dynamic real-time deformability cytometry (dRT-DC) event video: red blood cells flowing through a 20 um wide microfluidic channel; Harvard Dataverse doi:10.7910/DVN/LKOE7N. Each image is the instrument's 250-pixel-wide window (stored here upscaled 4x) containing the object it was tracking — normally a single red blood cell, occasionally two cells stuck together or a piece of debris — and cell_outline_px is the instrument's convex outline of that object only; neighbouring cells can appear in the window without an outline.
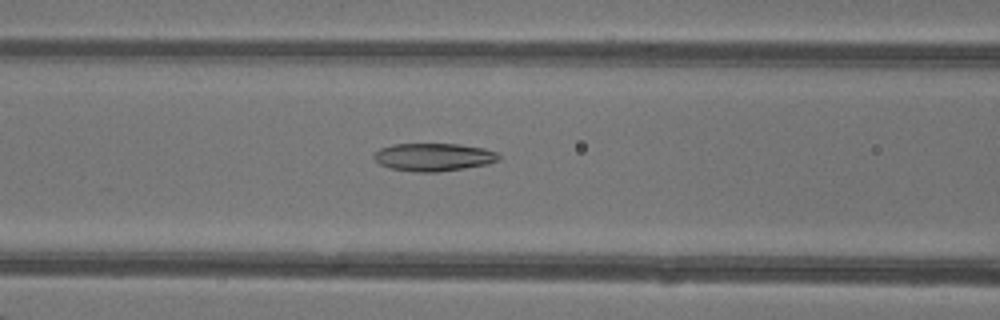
{"species": "common noctule bat (a hibernating species)", "species_latin": "Nyctalus noctula", "temperature_condition": "warm", "stored_images_in_passage": 47, "camera_frame_rate_fps": 3000, "um_per_image_px": 0.085, "animal": {"sex": "female"}, "frame": {"image": 1, "passage_image": 20, "time_ms": 6.333, "image_size_px": [1000, 320], "cell_outline_px": [[500, 160], [488, 164], [464, 168], [436, 172], [416, 172], [388, 168], [380, 164], [372, 156], [380, 148], [392, 144], [460, 144], [484, 148], [496, 152], [500, 156]], "centroid_in_image_um": [36.86, 13.35], "position_along_channel_um": 129.7, "area_um2": 20.35}}
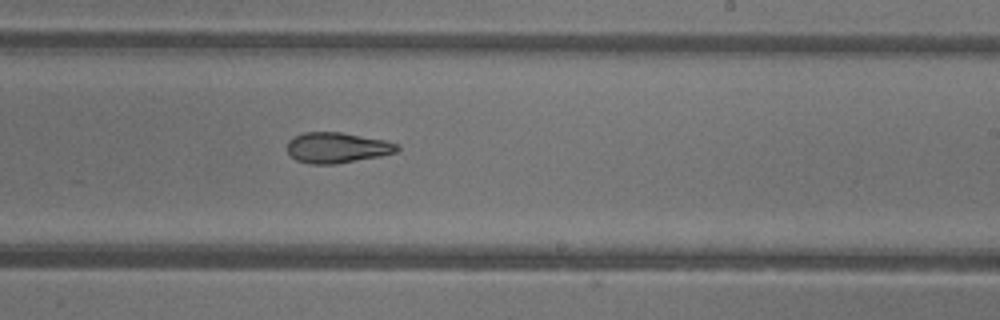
{"frame": {"image": 2, "passage_image": 29, "time_ms": 9.333, "image_size_px": [1000, 320], "cell_outline_px": [[400, 148], [396, 152], [380, 156], [336, 164], [312, 164], [296, 160], [288, 152], [288, 140], [292, 136], [304, 132], [340, 132], [388, 140], [396, 144]], "centroid_in_image_um": [28.65, 12.54], "position_along_channel_um": 260.4, "area_um2": 19.65}}
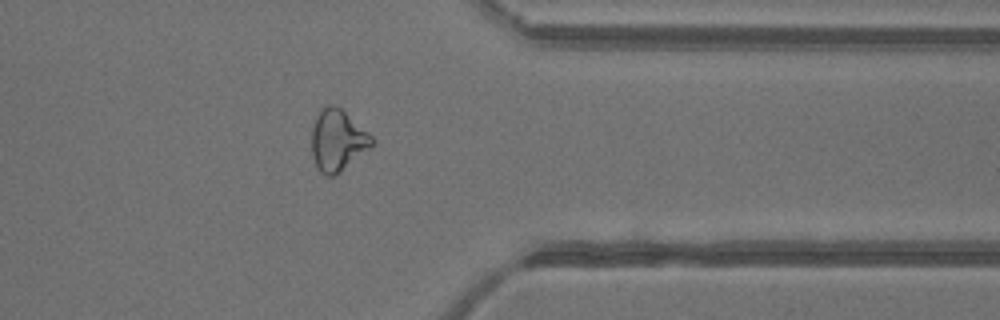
{"frame": {"image": 3, "passage_image": 38, "time_ms": 12.333, "image_size_px": [1000, 320], "cell_outline_px": [[376, 140], [372, 148], [332, 176], [324, 176], [316, 168], [312, 156], [312, 128], [316, 116], [320, 108], [328, 104], [332, 104], [340, 108], [368, 132]], "centroid_in_image_um": [28.69, 11.92], "position_along_channel_um": 382.7, "area_um2": 21.62}, "authors_computed_cell_mechanics": {"area_um2": 21.8484, "velocity_mm_per_s": 4.3624, "shape_relaxation_time_tau1_ms": null, "shape_relaxation_time_tau2_ms": 4.6026, "deformation_change_tau1": null, "deformation_change_tau2": 0.143}}